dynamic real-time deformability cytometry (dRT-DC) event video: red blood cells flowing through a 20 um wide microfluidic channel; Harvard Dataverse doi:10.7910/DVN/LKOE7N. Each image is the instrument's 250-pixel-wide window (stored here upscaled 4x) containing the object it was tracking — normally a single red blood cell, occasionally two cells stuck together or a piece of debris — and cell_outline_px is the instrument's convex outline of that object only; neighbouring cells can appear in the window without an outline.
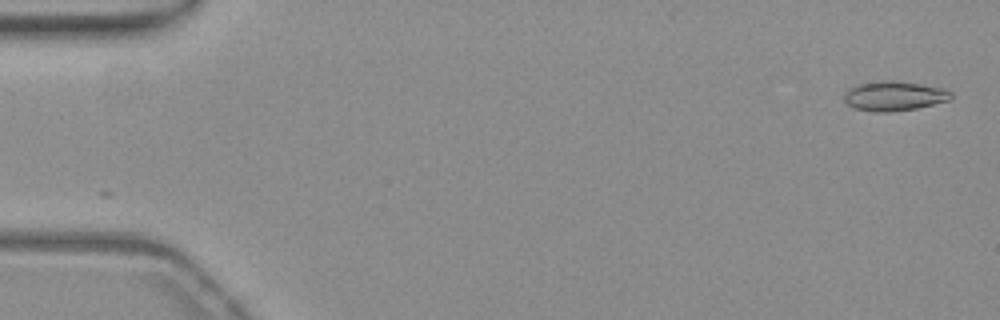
{"species": "common noctule bat (a hibernating species)", "species_latin": "Nyctalus noctula", "temperature_condition": "warm", "stored_images_in_passage": 11, "camera_frame_rate_fps": 3000, "um_per_image_px": 0.085, "animal": {"sex": "female", "body_mass_g": 19.3, "forearm_length_mm": 54.1}, "frame": {"image": 1, "passage_image": 2, "time_ms": 0.333, "image_size_px": [1000, 320], "cell_outline_px": [[952, 96], [948, 100], [916, 108], [888, 112], [876, 112], [852, 108], [844, 100], [844, 92], [856, 84], [876, 80], [892, 80], [920, 84], [940, 88], [952, 92]], "centroid_in_image_um": [75.93, 8.15], "position_along_channel_um": 9.1, "area_um2": 18.38}}